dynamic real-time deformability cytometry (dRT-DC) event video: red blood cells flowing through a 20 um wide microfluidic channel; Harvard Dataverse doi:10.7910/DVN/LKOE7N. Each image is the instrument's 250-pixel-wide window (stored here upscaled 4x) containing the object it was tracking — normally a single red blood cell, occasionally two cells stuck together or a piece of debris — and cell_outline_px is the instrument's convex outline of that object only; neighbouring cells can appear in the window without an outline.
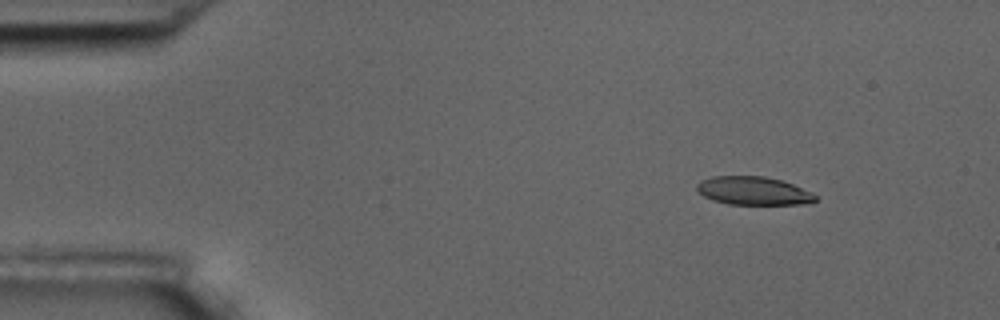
{"species": "common noctule bat (a hibernating species)", "species_latin": "Nyctalus noctula", "temperature_condition": "room temperature", "stored_images_in_passage": 5, "camera_frame_rate_fps": 3000, "um_per_image_px": 0.085, "animal": {"sex": "male", "body_mass_g": 17.5, "forearm_length_mm": 52.3}, "frame": {"image": 1, "passage_image": 2, "time_ms": 1.333, "image_size_px": [1000, 320], "cell_outline_px": [[816, 200], [812, 204], [728, 204], [712, 200], [704, 196], [696, 188], [696, 184], [700, 180], [712, 176], [764, 176], [784, 180], [812, 192], [816, 196]], "centroid_in_image_um": [64.06, 16.21], "position_along_channel_um": 20.9, "area_um2": 19.77}}
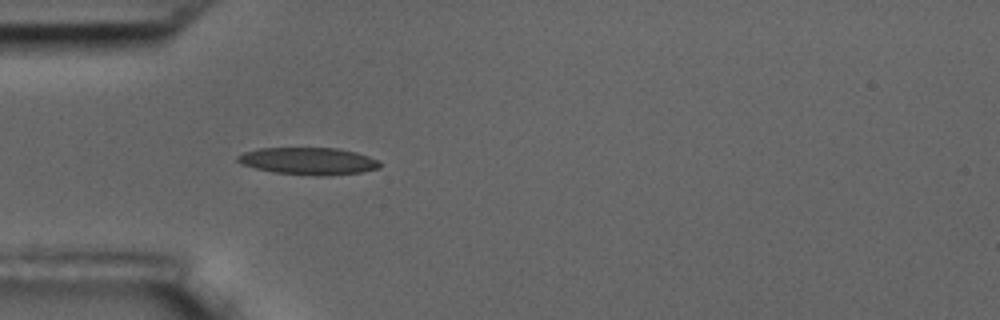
{"frame": {"image": 2, "passage_image": 5, "time_ms": 4.667, "image_size_px": [1000, 320], "cell_outline_px": [[380, 168], [360, 172], [320, 176], [276, 172], [256, 168], [240, 164], [236, 160], [236, 156], [244, 152], [260, 148], [336, 148], [356, 152], [380, 160]], "centroid_in_image_um": [26.21, 13.68], "position_along_channel_um": 58.8, "area_um2": 22.37}}